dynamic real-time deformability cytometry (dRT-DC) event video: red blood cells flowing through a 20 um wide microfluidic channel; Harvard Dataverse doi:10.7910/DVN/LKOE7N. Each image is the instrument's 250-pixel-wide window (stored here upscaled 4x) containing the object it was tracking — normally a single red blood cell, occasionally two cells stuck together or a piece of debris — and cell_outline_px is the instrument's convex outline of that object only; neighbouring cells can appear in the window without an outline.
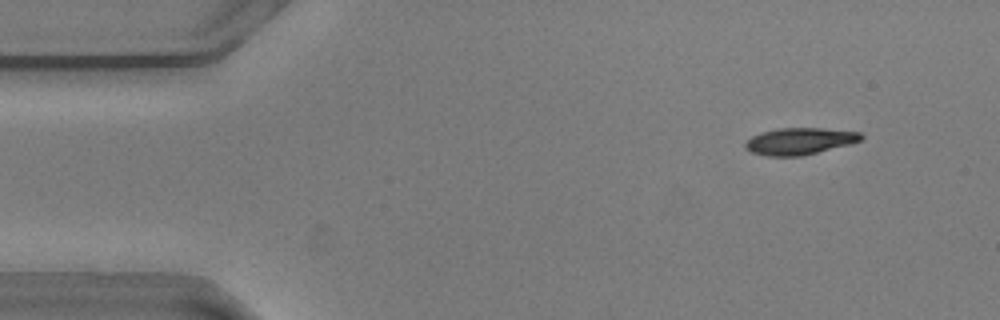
{"species": "common noctule bat (a hibernating species)", "species_latin": "Nyctalus noctula", "temperature_condition": "warm", "stored_images_in_passage": 53, "camera_frame_rate_fps": 3000, "um_per_image_px": 0.085, "animal": {"sex": "male", "body_mass_g": 20.5, "forearm_length_mm": 52.5}, "frame": {"image": 1, "passage_image": 3, "time_ms": 0.667, "image_size_px": [1000, 320], "cell_outline_px": [[864, 136], [860, 140], [848, 144], [800, 156], [764, 156], [752, 152], [744, 148], [744, 144], [752, 136], [760, 132], [780, 128], [820, 128], [860, 132]], "centroid_in_image_um": [67.91, 11.99], "position_along_channel_um": 17.1, "area_um2": 17.86}}
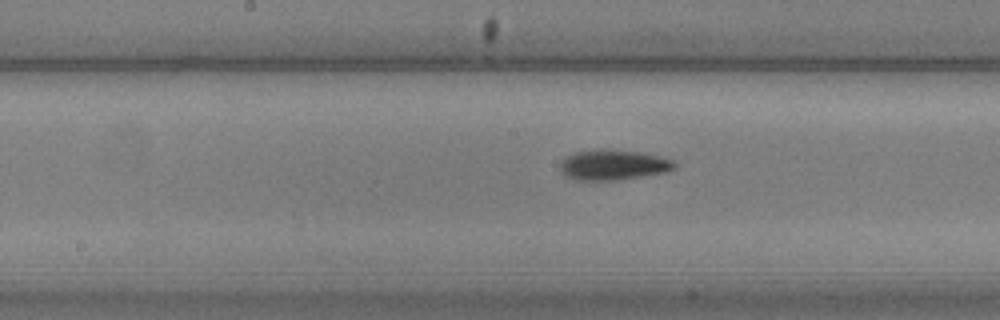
{"frame": {"image": 2, "passage_image": 25, "time_ms": 8.0, "image_size_px": [1000, 320], "cell_outline_px": [[676, 168], [668, 172], [620, 180], [576, 180], [564, 176], [560, 172], [560, 164], [568, 156], [576, 152], [596, 148], [612, 148], [640, 152], [672, 160], [676, 164]], "centroid_in_image_um": [52.12, 14.01], "position_along_channel_um": 196.1, "area_um2": 20.52}}
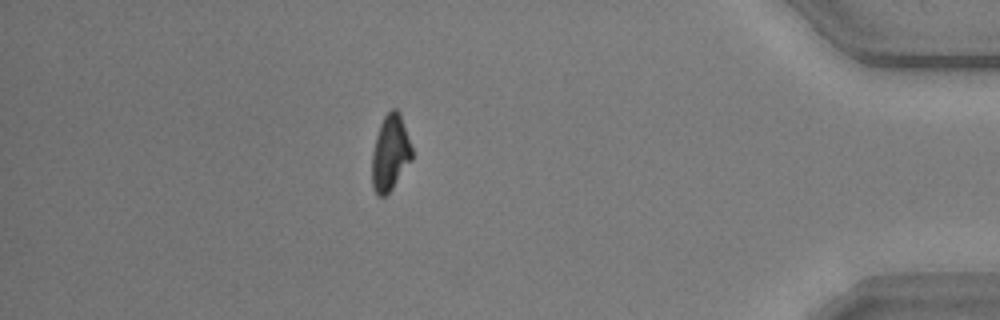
{"frame": {"image": 3, "passage_image": 46, "time_ms": 15.0, "image_size_px": [1000, 320], "cell_outline_px": [[412, 160], [392, 188], [384, 196], [376, 196], [372, 184], [372, 152], [376, 136], [380, 124], [384, 116], [392, 108], [396, 108], [400, 112], [412, 148]], "centroid_in_image_um": [33.16, 12.99], "position_along_channel_um": 402.0, "area_um2": 17.63}, "authors_computed_cell_mechanics": {"area_um2": 18.8428, "velocity_mm_per_s": 3.6078, "shape_relaxation_time_tau1_ms": 3.2742, "shape_relaxation_time_tau2_ms": 6.8966, "deformation_change_tau1": 0.156, "deformation_change_tau2": 0.119}}